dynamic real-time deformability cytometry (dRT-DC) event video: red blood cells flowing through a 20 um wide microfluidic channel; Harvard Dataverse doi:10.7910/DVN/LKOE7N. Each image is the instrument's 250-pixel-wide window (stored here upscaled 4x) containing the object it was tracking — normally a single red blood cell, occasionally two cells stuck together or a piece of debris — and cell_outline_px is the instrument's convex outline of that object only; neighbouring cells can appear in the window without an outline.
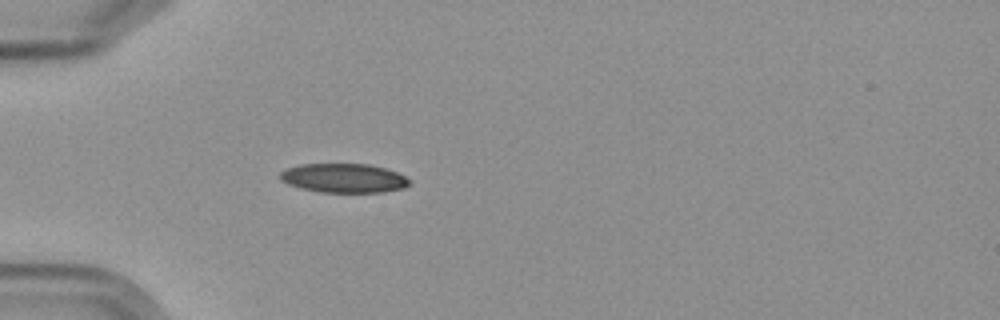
{"species": "Egyptian fruit bat (a non-hibernating species)", "species_latin": "Rousettus aegyptiacus", "temperature_condition": "cold", "stored_images_in_passage": 1, "camera_frame_rate_fps": 3000, "um_per_image_px": 0.085, "frame": {"image": 1, "passage_image": 1, "time_ms": 0.0, "image_size_px": [1000, 320], "cell_outline_px": [[412, 180], [404, 188], [384, 192], [320, 192], [300, 188], [288, 184], [280, 180], [280, 172], [284, 168], [300, 164], [368, 164], [384, 168], [396, 172]], "centroid_in_image_um": [29.19, 15.14], "position_along_channel_um": 55.8, "area_um2": 22.02}}